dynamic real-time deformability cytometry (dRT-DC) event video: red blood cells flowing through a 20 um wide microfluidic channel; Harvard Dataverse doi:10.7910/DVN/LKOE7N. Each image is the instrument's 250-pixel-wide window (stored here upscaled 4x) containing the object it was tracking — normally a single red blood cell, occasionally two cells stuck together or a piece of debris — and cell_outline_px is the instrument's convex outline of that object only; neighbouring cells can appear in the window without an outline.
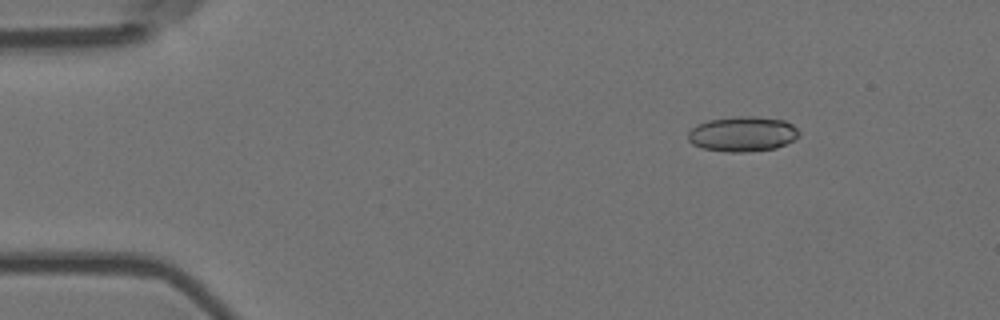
{"species": "Egyptian fruit bat (a non-hibernating species)", "species_latin": "Rousettus aegyptiacus", "temperature_condition": "room temperature", "stored_images_in_passage": 7, "camera_frame_rate_fps": 3000, "um_per_image_px": 0.085, "animal": {"sex": "female"}, "frame": {"image": 1, "passage_image": 3, "time_ms": 0.667, "image_size_px": [1000, 320], "cell_outline_px": [[800, 136], [776, 148], [748, 152], [724, 152], [704, 148], [692, 144], [688, 140], [688, 132], [696, 124], [708, 120], [732, 116], [756, 116], [784, 120], [792, 124], [800, 132]], "centroid_in_image_um": [63.11, 11.38], "position_along_channel_um": 21.9, "area_um2": 22.89}}
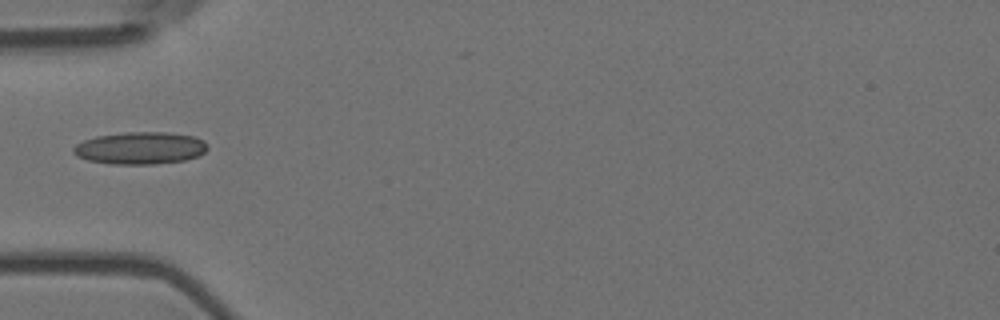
{"frame": {"image": 2, "passage_image": 6, "time_ms": 1.667, "image_size_px": [1000, 320], "cell_outline_px": [[208, 148], [204, 152], [196, 156], [184, 160], [152, 164], [108, 164], [88, 160], [76, 156], [72, 152], [72, 148], [76, 144], [84, 140], [96, 136], [124, 132], [164, 132], [192, 136], [204, 140], [208, 144]], "centroid_in_image_um": [11.88, 12.58], "position_along_channel_um": 73.1, "area_um2": 25.26}}
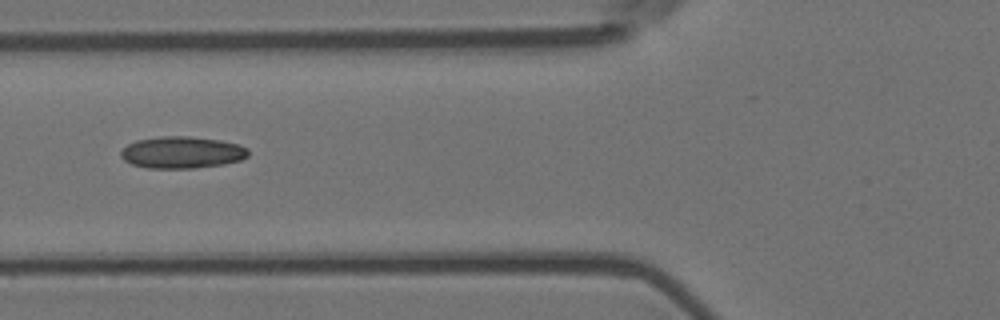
{"frame": {"image": 3, "passage_image": 7, "time_ms": 2.0, "image_size_px": [1000, 320], "cell_outline_px": [[248, 156], [240, 160], [224, 164], [196, 168], [148, 168], [132, 164], [124, 160], [120, 156], [120, 152], [128, 144], [136, 140], [160, 136], [188, 136], [220, 140], [236, 144], [248, 148]], "centroid_in_image_um": [15.45, 12.95], "position_along_channel_um": 110.3, "area_um2": 23.64}}